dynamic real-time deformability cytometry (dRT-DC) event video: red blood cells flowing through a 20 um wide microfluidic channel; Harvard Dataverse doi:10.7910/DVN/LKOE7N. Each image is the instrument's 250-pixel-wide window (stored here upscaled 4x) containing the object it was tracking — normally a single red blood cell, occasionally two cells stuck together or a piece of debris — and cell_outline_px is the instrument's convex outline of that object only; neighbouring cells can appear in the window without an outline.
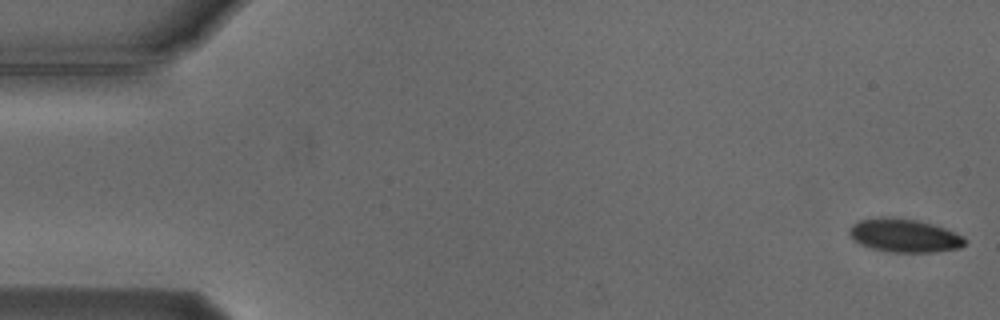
{"species": "Egyptian fruit bat (a non-hibernating species)", "species_latin": "Rousettus aegyptiacus", "temperature_condition": "cold", "stored_images_in_passage": 5, "camera_frame_rate_fps": 3000, "um_per_image_px": 0.085, "animal": {"sex": "male"}, "frame": {"image": 1, "passage_image": 1, "time_ms": 0.0, "image_size_px": [1000, 320], "cell_outline_px": [[968, 240], [960, 248], [932, 252], [892, 252], [872, 248], [860, 244], [848, 232], [852, 224], [860, 220], [880, 216], [884, 216], [916, 220], [932, 224], [944, 228], [964, 236]], "centroid_in_image_um": [76.88, 20.01], "position_along_channel_um": 8.1, "area_um2": 22.37}}